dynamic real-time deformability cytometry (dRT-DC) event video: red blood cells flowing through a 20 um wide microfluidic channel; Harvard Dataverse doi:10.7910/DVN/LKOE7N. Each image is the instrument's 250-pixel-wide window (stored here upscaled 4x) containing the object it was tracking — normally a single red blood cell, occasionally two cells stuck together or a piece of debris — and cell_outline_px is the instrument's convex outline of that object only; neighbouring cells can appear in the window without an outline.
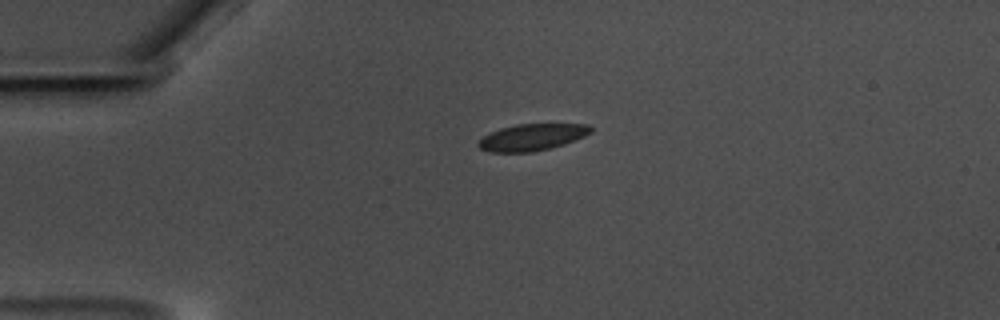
{"species": "common noctule bat (a hibernating species)", "species_latin": "Nyctalus noctula", "temperature_condition": "warm", "stored_images_in_passage": 46, "camera_frame_rate_fps": 3000, "um_per_image_px": 0.085, "animal": {"sex": "male", "body_mass_g": 17.5, "forearm_length_mm": 52.3}, "frame": {"image": 1, "passage_image": 1, "time_ms": 0.0, "image_size_px": [1000, 320], "cell_outline_px": [[592, 132], [584, 136], [564, 144], [532, 152], [488, 152], [480, 148], [476, 144], [484, 136], [500, 128], [516, 124], [588, 124], [592, 128]], "centroid_in_image_um": [45.21, 11.66], "position_along_channel_um": 39.8, "area_um2": 17.34}}
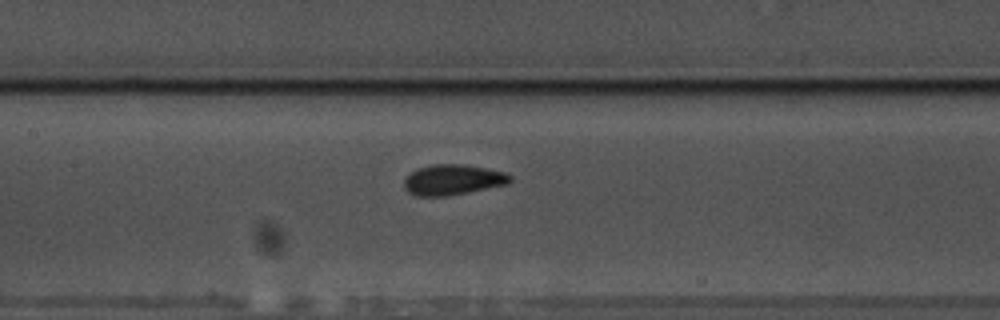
{"frame": {"image": 2, "passage_image": 15, "time_ms": 4.667, "image_size_px": [1000, 320], "cell_outline_px": [[512, 180], [508, 184], [448, 196], [416, 196], [408, 192], [404, 188], [404, 180], [416, 168], [432, 164], [464, 164], [508, 172], [512, 176]], "centroid_in_image_um": [38.51, 15.27], "position_along_channel_um": 168.9, "area_um2": 19.02}}
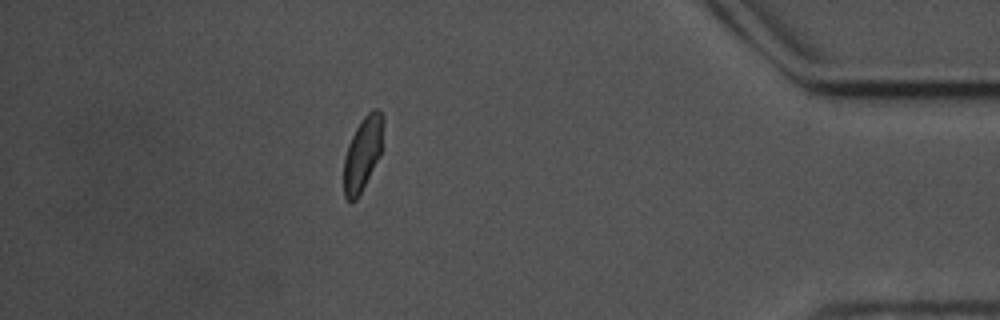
{"frame": {"image": 3, "passage_image": 39, "time_ms": 12.667, "image_size_px": [1000, 320], "cell_outline_px": [[384, 148], [380, 156], [356, 200], [348, 200], [344, 196], [344, 156], [348, 144], [360, 120], [372, 108], [376, 108], [384, 116]], "centroid_in_image_um": [30.87, 12.98], "position_along_channel_um": 404.3, "area_um2": 17.28}, "authors_computed_cell_mechanics": {"area_um2": 17.6868, "velocity_mm_per_s": 3.4793, "shape_relaxation_time_tau1_ms": 4.0644, "shape_relaxation_time_tau2_ms": 0.5588, "deformation_change_tau1": 0.087, "deformation_change_tau2": 0.0491}}